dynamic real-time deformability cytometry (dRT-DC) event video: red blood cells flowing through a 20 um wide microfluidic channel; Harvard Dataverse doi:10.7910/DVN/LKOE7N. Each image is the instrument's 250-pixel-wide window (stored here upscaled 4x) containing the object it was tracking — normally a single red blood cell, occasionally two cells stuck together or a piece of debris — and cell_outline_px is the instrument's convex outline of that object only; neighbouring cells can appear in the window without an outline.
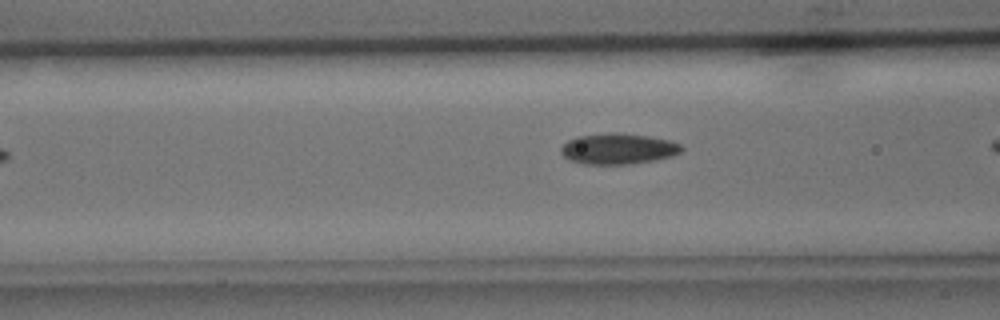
{"species": "common noctule bat (a hibernating species)", "species_latin": "Nyctalus noctula", "temperature_condition": "cold", "stored_images_in_passage": 5, "camera_frame_rate_fps": 3000, "um_per_image_px": 0.085, "animal": {"sex": "male", "body_mass_g": 15.6}, "frame": {"image": 1, "passage_image": 5, "time_ms": 4.667, "image_size_px": [1000, 320], "cell_outline_px": [[684, 148], [680, 152], [672, 156], [656, 160], [632, 164], [584, 164], [568, 160], [560, 152], [560, 148], [568, 140], [576, 136], [608, 132], [616, 132], [648, 136], [668, 140], [680, 144]], "centroid_in_image_um": [52.52, 12.64], "position_along_channel_um": 114.1, "area_um2": 21.85}}